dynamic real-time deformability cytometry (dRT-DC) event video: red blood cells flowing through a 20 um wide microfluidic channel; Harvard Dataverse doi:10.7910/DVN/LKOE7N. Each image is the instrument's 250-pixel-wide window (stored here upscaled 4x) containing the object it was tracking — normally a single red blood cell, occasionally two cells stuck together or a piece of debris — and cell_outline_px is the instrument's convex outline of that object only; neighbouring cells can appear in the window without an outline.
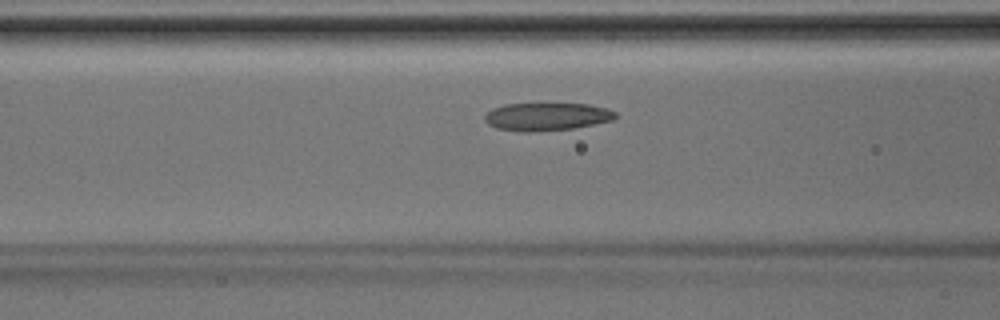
{"species": "Egyptian fruit bat (a non-hibernating species)", "species_latin": "Rousettus aegyptiacus", "temperature_condition": "room temperature", "stored_images_in_passage": 37, "camera_frame_rate_fps": 3000, "um_per_image_px": 0.085, "animal": {"sex": "male"}, "frame": {"image": 1, "passage_image": 11, "time_ms": 3.333, "image_size_px": [1000, 320], "cell_outline_px": [[616, 116], [612, 120], [576, 128], [536, 132], [520, 132], [496, 128], [488, 124], [484, 120], [484, 116], [492, 108], [504, 104], [588, 104], [608, 108], [616, 112]], "centroid_in_image_um": [46.45, 9.92], "position_along_channel_um": 120.1, "area_um2": 21.39}}
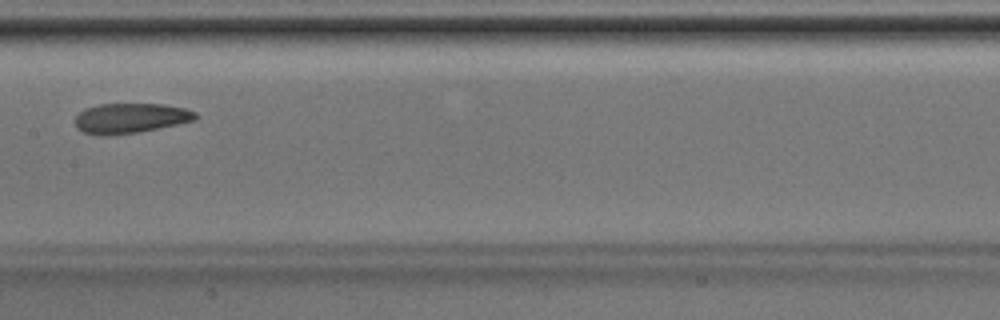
{"frame": {"image": 2, "passage_image": 16, "time_ms": 5.0, "image_size_px": [1000, 320], "cell_outline_px": [[200, 116], [196, 120], [136, 132], [108, 136], [100, 136], [84, 132], [76, 128], [76, 116], [84, 108], [100, 104], [164, 104], [184, 108], [196, 112]], "centroid_in_image_um": [11.08, 10.04], "position_along_channel_um": 196.3, "area_um2": 21.04}}
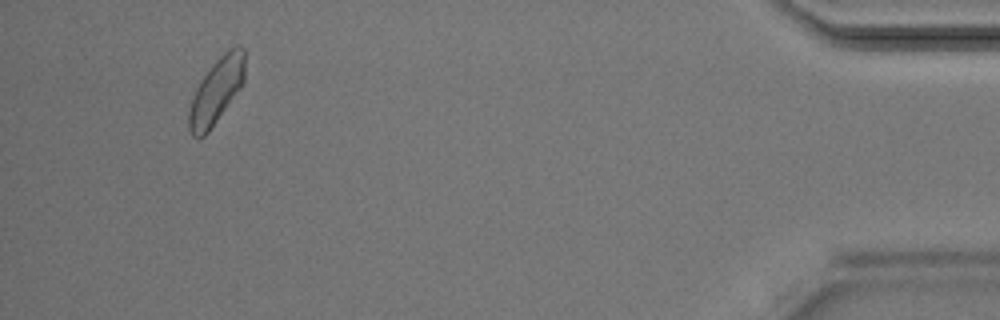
{"frame": {"image": 3, "passage_image": 35, "time_ms": 11.333, "image_size_px": [1000, 320], "cell_outline_px": [[244, 84], [208, 132], [204, 136], [192, 136], [188, 128], [188, 112], [192, 96], [200, 80], [212, 64], [228, 48], [236, 44], [240, 44], [244, 48]], "centroid_in_image_um": [18.4, 7.69], "position_along_channel_um": 416.8, "area_um2": 21.5}}